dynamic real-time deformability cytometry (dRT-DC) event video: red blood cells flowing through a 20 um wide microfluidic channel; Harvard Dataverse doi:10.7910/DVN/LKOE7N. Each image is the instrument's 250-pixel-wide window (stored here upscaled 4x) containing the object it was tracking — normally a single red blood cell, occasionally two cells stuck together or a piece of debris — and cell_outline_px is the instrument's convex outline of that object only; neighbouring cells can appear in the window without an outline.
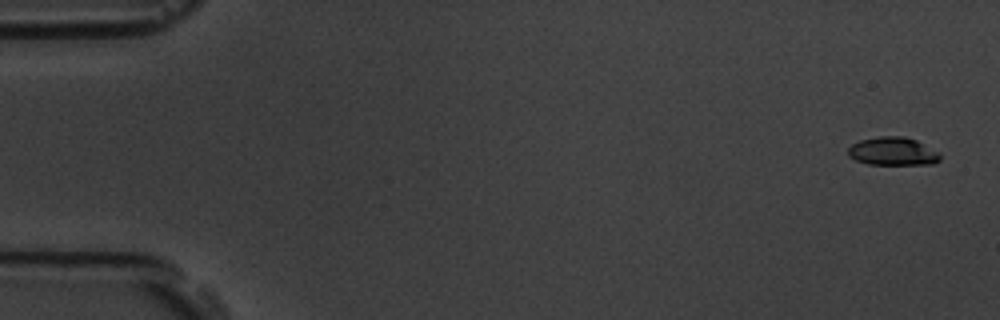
{"species": "common noctule bat (a hibernating species)", "species_latin": "Nyctalus noctula", "temperature_condition": "room temperature", "stored_images_in_passage": 10, "camera_frame_rate_fps": 3000, "um_per_image_px": 0.085, "animal": {"sex": "male", "body_mass_g": 19.5, "forearm_length_mm": 54.6}, "frame": {"image": 1, "passage_image": 1, "time_ms": 0.0, "image_size_px": [1000, 320], "cell_outline_px": [[940, 160], [932, 164], [868, 164], [856, 160], [848, 156], [848, 148], [852, 144], [860, 140], [880, 136], [904, 136], [916, 140], [936, 152], [940, 156]], "centroid_in_image_um": [75.84, 12.86], "position_along_channel_um": 9.2, "area_um2": 14.91}}
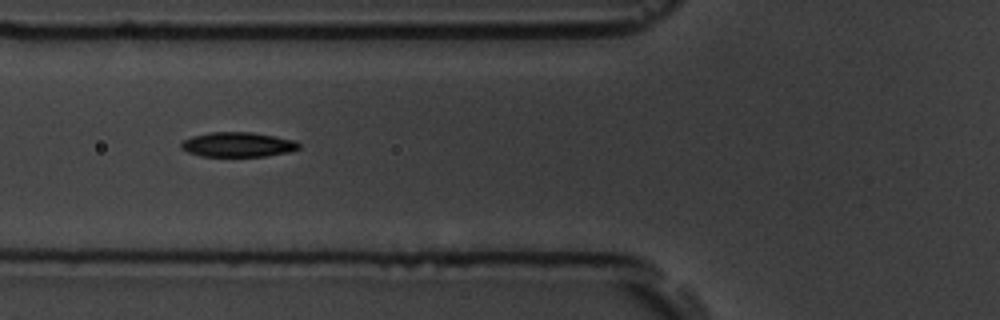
{"frame": {"image": 2, "passage_image": 6, "time_ms": 6.667, "image_size_px": [1000, 320], "cell_outline_px": [[300, 148], [288, 152], [264, 156], [200, 156], [188, 152], [180, 148], [180, 144], [184, 140], [192, 136], [212, 132], [252, 132], [276, 136], [296, 140], [300, 144]], "centroid_in_image_um": [20.23, 12.28], "position_along_channel_um": 105.6, "area_um2": 16.99}}
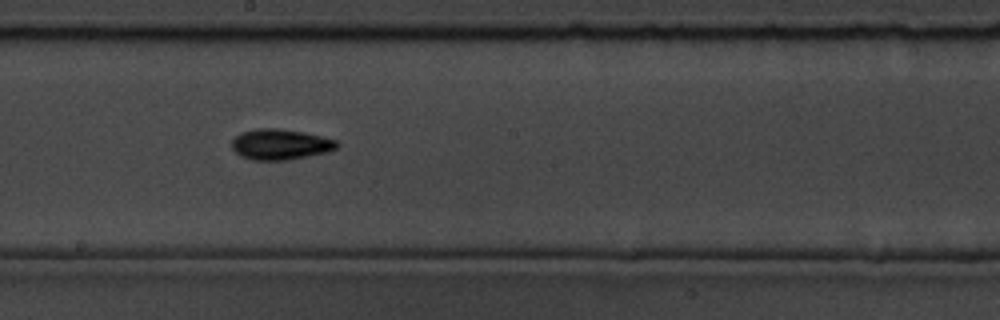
{"frame": {"image": 3, "passage_image": 9, "time_ms": 10.0, "image_size_px": [1000, 320], "cell_outline_px": [[340, 144], [336, 148], [328, 152], [288, 160], [252, 160], [240, 156], [232, 148], [232, 140], [240, 132], [256, 128], [276, 128], [304, 132], [336, 140]], "centroid_in_image_um": [23.81, 12.27], "position_along_channel_um": 224.4, "area_um2": 18.84}}